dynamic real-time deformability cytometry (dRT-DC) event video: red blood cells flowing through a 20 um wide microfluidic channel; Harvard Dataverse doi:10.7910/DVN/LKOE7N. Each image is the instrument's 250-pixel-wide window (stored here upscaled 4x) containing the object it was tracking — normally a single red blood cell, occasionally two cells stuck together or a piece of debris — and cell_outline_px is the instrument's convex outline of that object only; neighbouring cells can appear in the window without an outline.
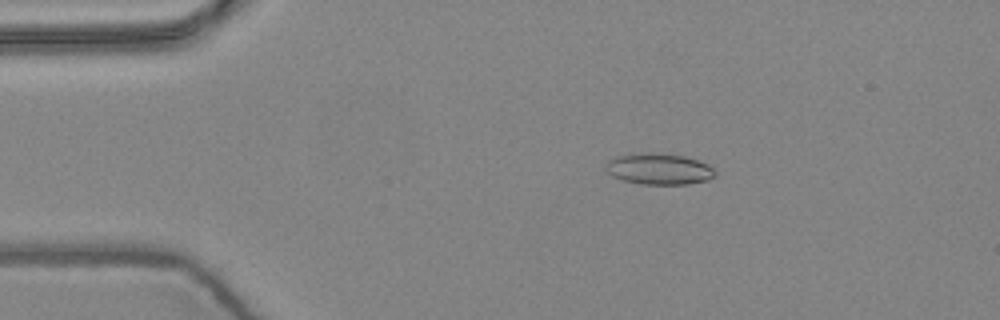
{"species": "common noctule bat (a hibernating species)", "species_latin": "Nyctalus noctula", "temperature_condition": "warm", "stored_images_in_passage": 6, "camera_frame_rate_fps": 3000, "um_per_image_px": 0.085, "animal": {"sex": "female", "body_mass_g": 24.6, "forearm_length_mm": 56.2}, "frame": {"image": 1, "passage_image": 3, "time_ms": 0.667, "image_size_px": [1000, 320], "cell_outline_px": [[716, 176], [708, 180], [688, 184], [640, 184], [624, 180], [612, 176], [604, 168], [604, 164], [612, 156], [636, 152], [652, 152], [684, 156], [708, 164], [716, 172]], "centroid_in_image_um": [55.96, 14.34], "position_along_channel_um": 29.0, "area_um2": 20.23}}
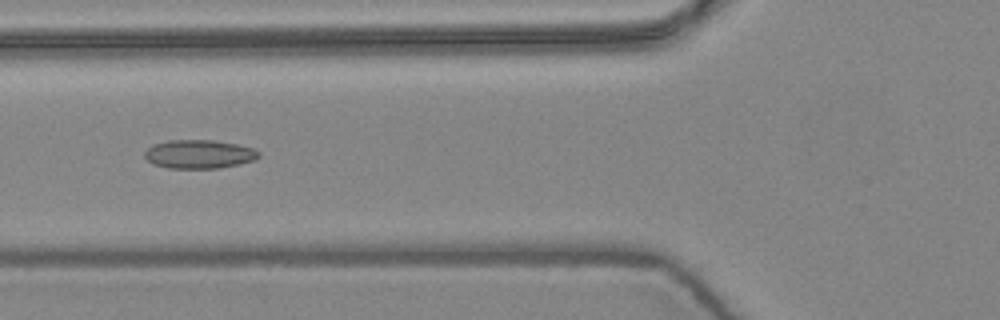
{"frame": {"image": 2, "passage_image": 6, "time_ms": 1.667, "image_size_px": [1000, 320], "cell_outline_px": [[260, 156], [256, 160], [240, 164], [220, 168], [168, 168], [152, 164], [144, 156], [144, 152], [152, 144], [168, 140], [212, 140], [236, 144], [252, 148], [260, 152]], "centroid_in_image_um": [16.92, 13.1], "position_along_channel_um": 108.9, "area_um2": 19.19}}